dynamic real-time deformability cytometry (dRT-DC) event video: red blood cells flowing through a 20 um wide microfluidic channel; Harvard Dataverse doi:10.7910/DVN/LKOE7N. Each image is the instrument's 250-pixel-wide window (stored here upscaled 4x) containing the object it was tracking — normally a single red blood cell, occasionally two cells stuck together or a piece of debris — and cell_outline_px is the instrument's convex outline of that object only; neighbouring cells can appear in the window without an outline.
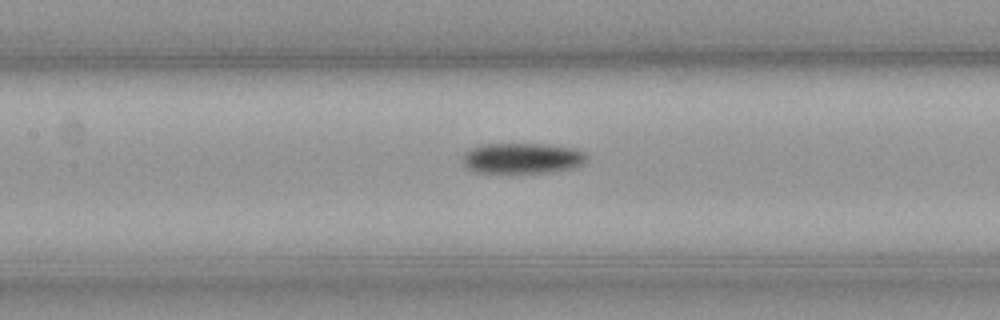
{"species": "common noctule bat (a hibernating species)", "species_latin": "Nyctalus noctula", "temperature_condition": "cold", "stored_images_in_passage": 39, "camera_frame_rate_fps": 3000, "um_per_image_px": 0.085, "animal": {"sex": "male", "body_mass_g": 23.1, "forearm_length_mm": 52.7}, "frame": {"image": 1, "passage_image": 19, "time_ms": 6.0, "image_size_px": [1000, 320], "cell_outline_px": [[588, 156], [584, 164], [572, 168], [548, 172], [476, 172], [468, 168], [464, 164], [464, 152], [472, 148], [484, 144], [544, 144], [576, 148], [584, 152]], "centroid_in_image_um": [44.44, 13.44], "position_along_channel_um": 163.0, "area_um2": 21.96}}
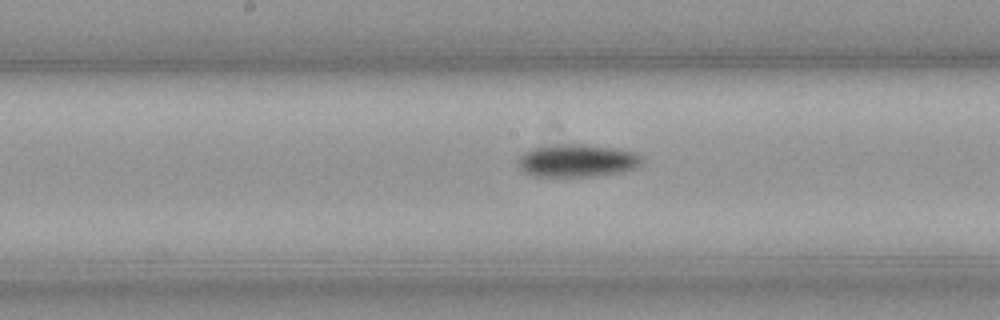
{"frame": {"image": 2, "passage_image": 22, "time_ms": 7.0, "image_size_px": [1000, 320], "cell_outline_px": [[644, 160], [640, 164], [632, 168], [620, 172], [592, 176], [536, 176], [524, 172], [520, 168], [520, 156], [524, 152], [536, 148], [564, 144], [584, 144], [616, 148], [632, 152], [640, 156]], "centroid_in_image_um": [49.07, 13.65], "position_along_channel_um": 199.1, "area_um2": 23.06}}
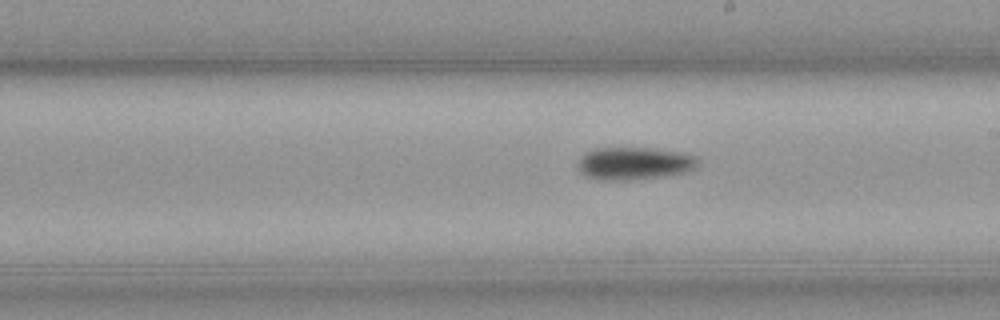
{"frame": {"image": 3, "passage_image": 25, "time_ms": 8.0, "image_size_px": [1000, 320], "cell_outline_px": [[700, 160], [696, 168], [684, 172], [664, 176], [632, 180], [596, 180], [584, 176], [580, 172], [576, 164], [584, 152], [596, 148], [648, 148], [680, 152], [696, 156]], "centroid_in_image_um": [53.87, 13.9], "position_along_channel_um": 235.1, "area_um2": 23.12}}